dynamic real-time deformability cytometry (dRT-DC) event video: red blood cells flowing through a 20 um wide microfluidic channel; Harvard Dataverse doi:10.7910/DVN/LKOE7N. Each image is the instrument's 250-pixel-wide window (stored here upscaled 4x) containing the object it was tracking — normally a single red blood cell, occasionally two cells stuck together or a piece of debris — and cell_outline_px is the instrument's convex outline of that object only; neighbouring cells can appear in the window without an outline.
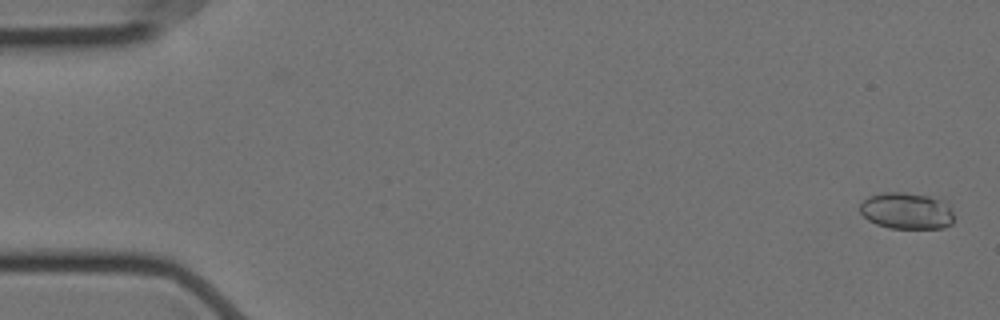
{"species": "Egyptian fruit bat (a non-hibernating species)", "species_latin": "Rousettus aegyptiacus", "temperature_condition": "cold", "stored_images_in_passage": 59, "camera_frame_rate_fps": 3000, "um_per_image_px": 0.085, "animal": {"sex": "female"}, "frame": {"image": 1, "passage_image": 2, "time_ms": 0.333, "image_size_px": [1000, 320], "cell_outline_px": [[952, 224], [944, 228], [888, 228], [876, 224], [868, 220], [860, 212], [860, 204], [868, 196], [880, 192], [904, 192], [928, 196], [940, 200], [948, 204], [952, 212]], "centroid_in_image_um": [77.03, 17.92], "position_along_channel_um": 8.0, "area_um2": 20.06}}
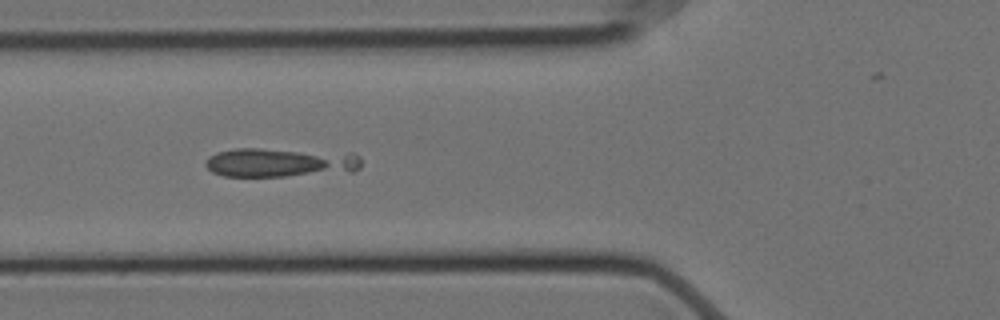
{"frame": {"image": 2, "passage_image": 22, "time_ms": 7.0, "image_size_px": [1000, 320], "cell_outline_px": [[360, 168], [352, 172], [284, 176], [224, 176], [212, 172], [204, 164], [208, 156], [216, 152], [236, 148], [260, 148], [352, 152], [360, 156]], "centroid_in_image_um": [23.85, 13.79], "position_along_channel_um": 101.9, "area_um2": 26.93}}
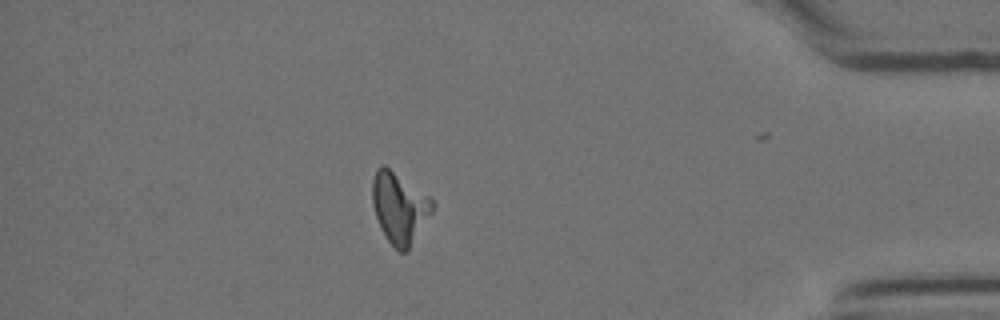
{"frame": {"image": 3, "passage_image": 51, "time_ms": 16.667, "image_size_px": [1000, 320], "cell_outline_px": [[436, 204], [432, 212], [408, 252], [400, 252], [388, 240], [376, 216], [372, 204], [372, 180], [376, 168], [380, 164], [384, 164], [428, 196]], "centroid_in_image_um": [33.95, 17.64], "position_along_channel_um": 401.2, "area_um2": 24.62}, "authors_computed_cell_mechanics": {"area_um2": 20.0566, "velocity_mm_per_s": 3.4977, "shape_relaxation_time_tau1_ms": 1.7971, "shape_relaxation_time_tau2_ms": null, "deformation_change_tau1": 0.3695, "deformation_change_tau2": null}}